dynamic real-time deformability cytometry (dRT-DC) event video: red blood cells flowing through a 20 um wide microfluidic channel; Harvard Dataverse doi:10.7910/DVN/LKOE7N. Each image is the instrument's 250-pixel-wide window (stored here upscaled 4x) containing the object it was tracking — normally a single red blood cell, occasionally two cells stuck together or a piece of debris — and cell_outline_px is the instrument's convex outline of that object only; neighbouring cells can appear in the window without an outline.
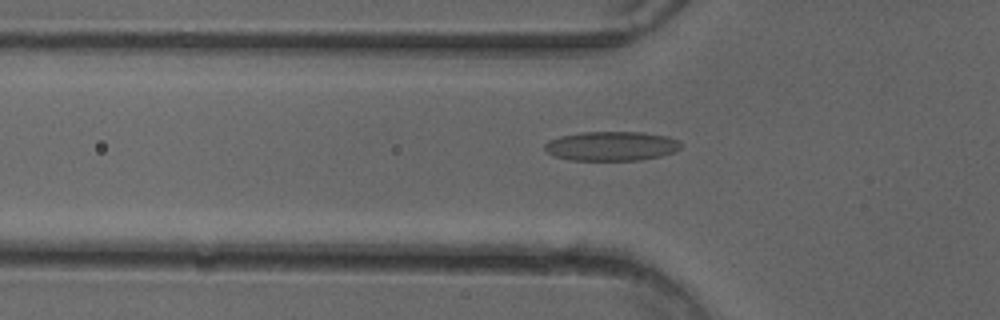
{"species": "common noctule bat (a hibernating species)", "species_latin": "Nyctalus noctula", "temperature_condition": "cold", "stored_images_in_passage": 41, "camera_frame_rate_fps": 3000, "um_per_image_px": 0.085, "animal": {"sex": "female"}, "frame": {"image": 1, "passage_image": 7, "time_ms": 2.0, "image_size_px": [1000, 320], "cell_outline_px": [[680, 148], [676, 152], [660, 156], [640, 160], [572, 160], [556, 156], [548, 152], [544, 148], [544, 144], [548, 140], [560, 136], [580, 132], [644, 132], [668, 136], [680, 140]], "centroid_in_image_um": [52.0, 12.41], "position_along_channel_um": 73.8, "area_um2": 23.41}}
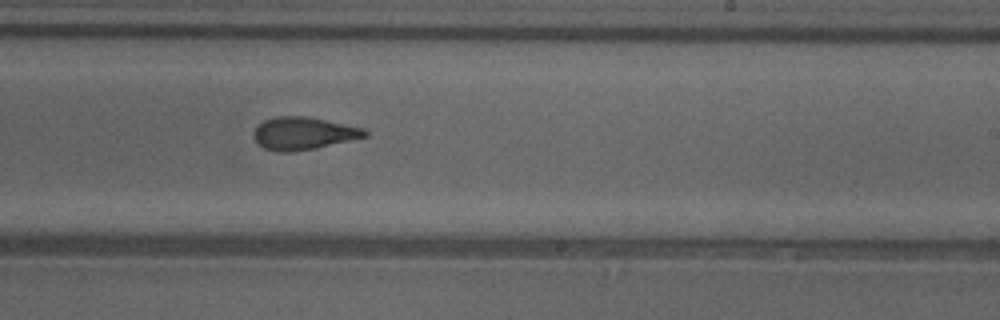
{"frame": {"image": 2, "passage_image": 21, "time_ms": 6.667, "image_size_px": [1000, 320], "cell_outline_px": [[368, 136], [316, 148], [292, 152], [276, 152], [264, 148], [256, 140], [256, 128], [264, 120], [276, 116], [308, 116], [364, 128], [368, 132]], "centroid_in_image_um": [25.83, 11.33], "position_along_channel_um": 263.2, "area_um2": 20.92}}
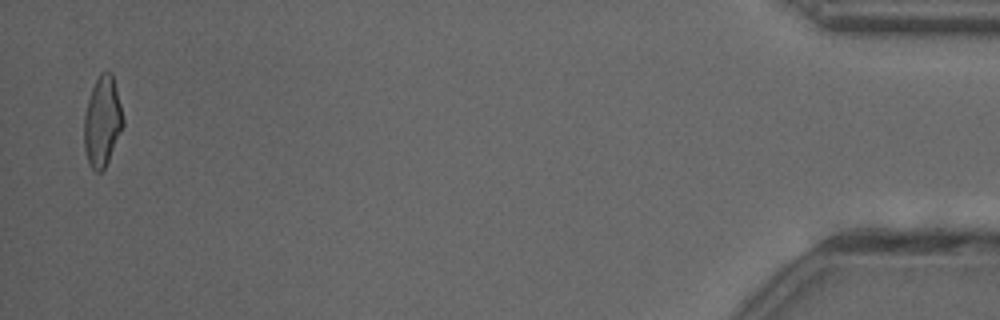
{"frame": {"image": 3, "passage_image": 40, "time_ms": 13.0, "image_size_px": [1000, 320], "cell_outline_px": [[124, 124], [108, 160], [104, 168], [100, 172], [96, 172], [88, 164], [84, 148], [84, 116], [88, 100], [92, 88], [100, 72], [112, 72], [124, 120]], "centroid_in_image_um": [8.68, 10.33], "position_along_channel_um": 426.5, "area_um2": 20.23}, "authors_computed_cell_mechanics": {"area_um2": 21.097, "velocity_mm_per_s": 4.0303, "shape_relaxation_time_tau1_ms": 9.156, "shape_relaxation_time_tau2_ms": 1.9908, "deformation_change_tau1": 0.2123, "deformation_change_tau2": 0.1159}}